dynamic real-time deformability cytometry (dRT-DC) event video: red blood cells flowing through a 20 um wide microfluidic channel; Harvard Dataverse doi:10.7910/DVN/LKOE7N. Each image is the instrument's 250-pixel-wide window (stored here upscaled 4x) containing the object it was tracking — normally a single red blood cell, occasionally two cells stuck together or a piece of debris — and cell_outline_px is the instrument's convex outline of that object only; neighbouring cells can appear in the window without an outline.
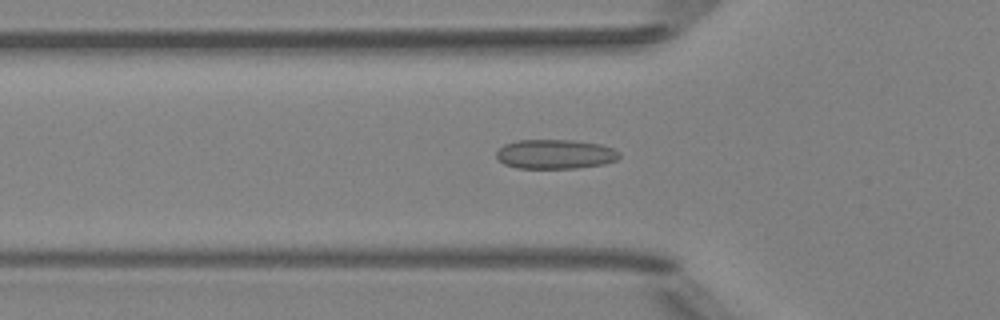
{"species": "Egyptian fruit bat (a non-hibernating species)", "species_latin": "Rousettus aegyptiacus", "temperature_condition": "room temperature", "stored_images_in_passage": 41, "camera_frame_rate_fps": 3000, "um_per_image_px": 0.085, "animal": {"sex": "female"}, "frame": {"image": 1, "passage_image": 7, "time_ms": 2.0, "image_size_px": [1000, 320], "cell_outline_px": [[620, 156], [616, 160], [604, 164], [576, 168], [516, 168], [504, 164], [496, 156], [496, 152], [504, 144], [516, 140], [572, 140], [600, 144], [612, 148], [620, 152]], "centroid_in_image_um": [47.19, 13.1], "position_along_channel_um": 78.6, "area_um2": 21.1}}
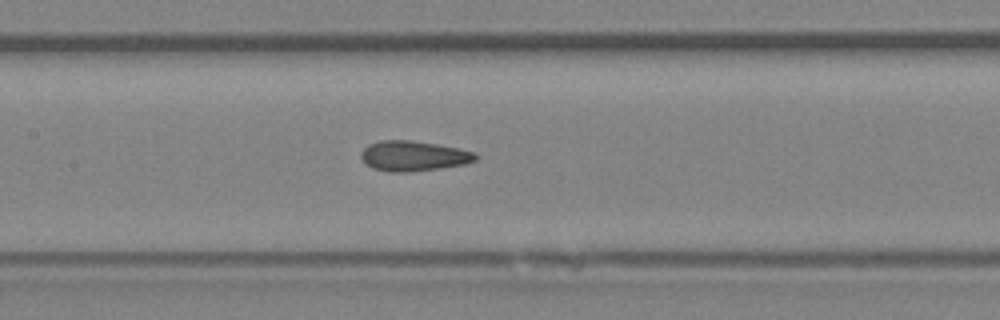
{"frame": {"image": 2, "passage_image": 14, "time_ms": 4.333, "image_size_px": [1000, 320], "cell_outline_px": [[480, 156], [476, 160], [464, 164], [440, 168], [412, 172], [388, 172], [372, 168], [364, 164], [360, 156], [360, 152], [368, 144], [380, 140], [408, 140], [436, 144], [476, 152]], "centroid_in_image_um": [35.11, 13.26], "position_along_channel_um": 172.3, "area_um2": 20.35}}
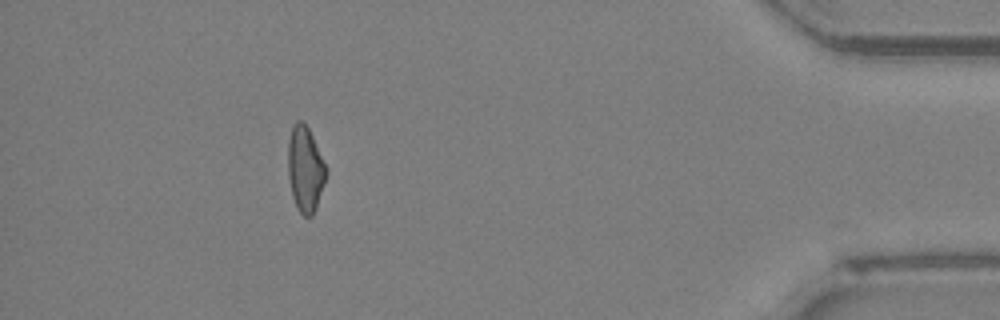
{"frame": {"image": 3, "passage_image": 36, "time_ms": 11.667, "image_size_px": [1000, 320], "cell_outline_px": [[328, 172], [316, 208], [312, 216], [304, 216], [300, 212], [292, 196], [288, 176], [288, 140], [292, 124], [296, 120], [300, 120], [308, 128], [328, 168]], "centroid_in_image_um": [25.95, 14.35], "position_along_channel_um": 409.3, "area_um2": 19.07}, "authors_computed_cell_mechanics": {"area_um2": 19.363, "velocity_mm_per_s": 4.0029, "shape_relaxation_time_tau1_ms": null, "shape_relaxation_time_tau2_ms": 3.2455, "deformation_change_tau1": null, "deformation_change_tau2": 0.1033}}